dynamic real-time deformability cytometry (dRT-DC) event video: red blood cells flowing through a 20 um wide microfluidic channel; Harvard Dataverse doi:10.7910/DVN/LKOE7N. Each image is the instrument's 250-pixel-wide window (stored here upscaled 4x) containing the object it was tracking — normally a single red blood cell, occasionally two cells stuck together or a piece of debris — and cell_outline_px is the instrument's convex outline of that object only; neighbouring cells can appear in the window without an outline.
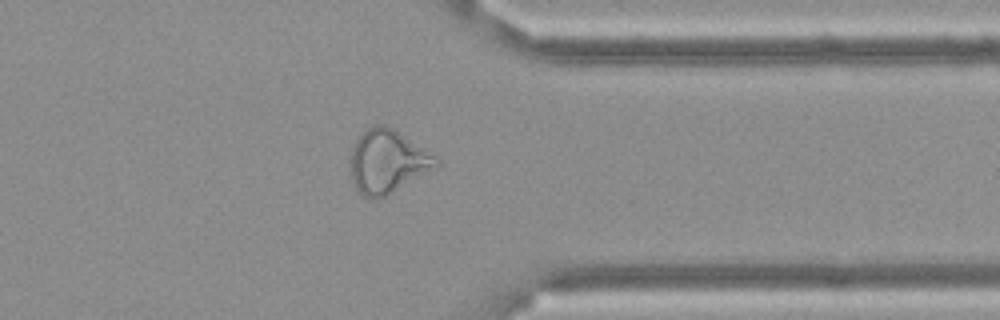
{"species": "Egyptian fruit bat (a non-hibernating species)", "species_latin": "Rousettus aegyptiacus", "temperature_condition": "cold", "stored_images_in_passage": 55, "camera_frame_rate_fps": 3000, "um_per_image_px": 0.085, "frame": {"image": 1, "passage_image": 45, "time_ms": 14.667, "image_size_px": [1000, 320], "cell_outline_px": [[440, 164], [436, 168], [384, 196], [372, 200], [364, 196], [356, 188], [352, 180], [352, 148], [356, 140], [364, 128], [376, 124], [384, 124], [392, 128], [440, 160]], "centroid_in_image_um": [32.92, 13.72], "position_along_channel_um": 378.5, "area_um2": 30.98}}
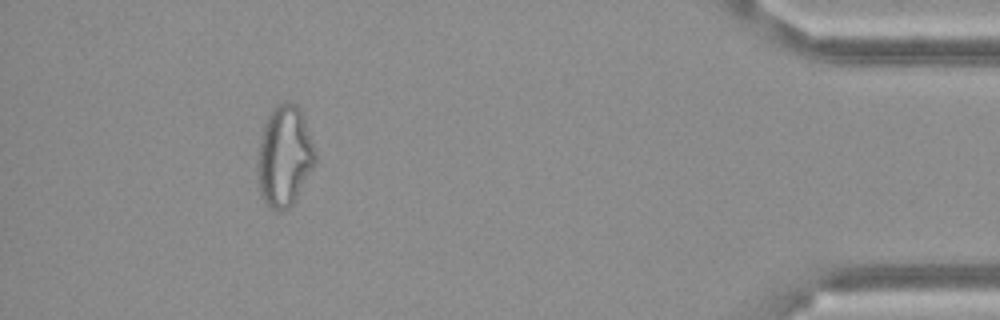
{"frame": {"image": 2, "passage_image": 52, "time_ms": 17.0, "image_size_px": [1000, 320], "cell_outline_px": [[316, 164], [292, 204], [288, 208], [280, 212], [276, 212], [264, 200], [260, 192], [256, 164], [256, 156], [264, 124], [272, 108], [276, 104], [296, 104], [300, 108], [304, 116], [316, 148]], "centroid_in_image_um": [24.19, 13.27], "position_along_channel_um": 411.0, "area_um2": 34.16}}